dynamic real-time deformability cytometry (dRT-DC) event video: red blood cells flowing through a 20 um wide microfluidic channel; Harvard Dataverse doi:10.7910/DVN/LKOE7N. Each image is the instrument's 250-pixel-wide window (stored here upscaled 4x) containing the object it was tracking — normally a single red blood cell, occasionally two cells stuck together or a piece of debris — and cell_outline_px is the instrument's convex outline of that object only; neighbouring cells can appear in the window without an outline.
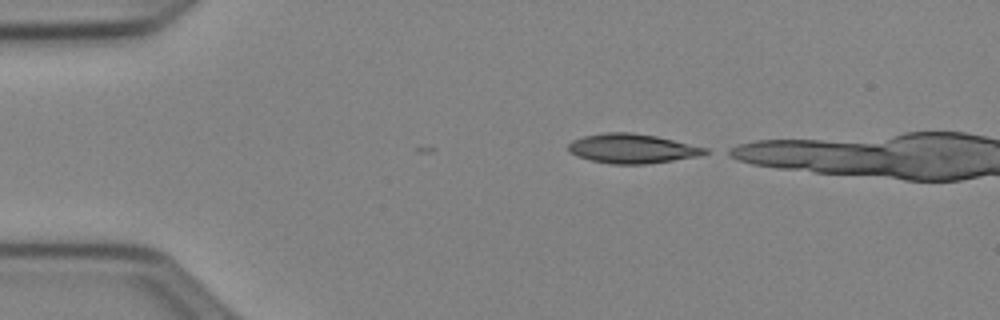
{"species": "Egyptian fruit bat (a non-hibernating species)", "species_latin": "Rousettus aegyptiacus", "temperature_condition": "cold", "stored_images_in_passage": 3, "camera_frame_rate_fps": 3000, "um_per_image_px": 0.085, "animal": {"sex": "female"}, "frame": {"image": 1, "passage_image": 1, "time_ms": 0.0, "image_size_px": [1000, 320], "cell_outline_px": [[708, 152], [700, 156], [644, 164], [612, 164], [592, 160], [580, 156], [572, 152], [568, 148], [568, 144], [572, 140], [584, 136], [608, 132], [632, 132], [656, 136], [708, 148]], "centroid_in_image_um": [53.76, 12.62], "position_along_channel_um": 31.2, "area_um2": 23.12}}